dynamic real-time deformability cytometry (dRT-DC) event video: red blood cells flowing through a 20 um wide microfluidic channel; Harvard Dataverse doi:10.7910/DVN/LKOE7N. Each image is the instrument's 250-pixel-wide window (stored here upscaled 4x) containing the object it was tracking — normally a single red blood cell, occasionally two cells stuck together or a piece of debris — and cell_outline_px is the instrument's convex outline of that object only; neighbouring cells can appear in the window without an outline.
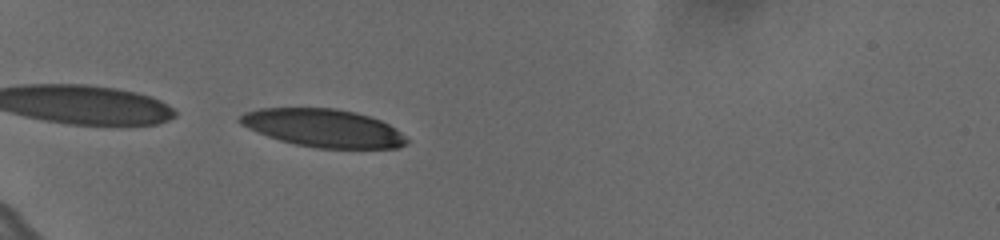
{"species": "human", "species_latin": "Homo sapiens", "temperature_condition": "cold", "stored_images_in_passage": 35, "camera_frame_rate_fps": 3000, "um_per_image_px": 0.085, "donor": {"sex": "female"}, "frame": {"image": 1, "passage_image": 1, "time_ms": 0.0, "image_size_px": [1000, 240], "cell_outline_px": [[408, 144], [400, 148], [316, 148], [296, 144], [280, 140], [268, 136], [248, 128], [240, 124], [236, 120], [244, 112], [260, 108], [336, 108], [356, 112], [380, 120], [388, 124], [400, 132], [408, 140]], "centroid_in_image_um": [27.48, 10.88], "position_along_channel_um": 57.5, "area_um2": 36.88}}
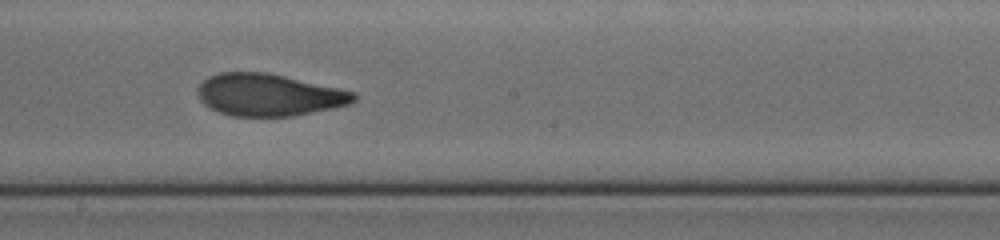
{"frame": {"image": 2, "passage_image": 17, "time_ms": 5.333, "image_size_px": [1000, 240], "cell_outline_px": [[356, 100], [352, 104], [292, 116], [232, 116], [208, 108], [200, 100], [200, 84], [208, 76], [220, 72], [268, 72], [340, 88], [356, 92]], "centroid_in_image_um": [22.89, 8.06], "position_along_channel_um": 225.3, "area_um2": 38.32}}
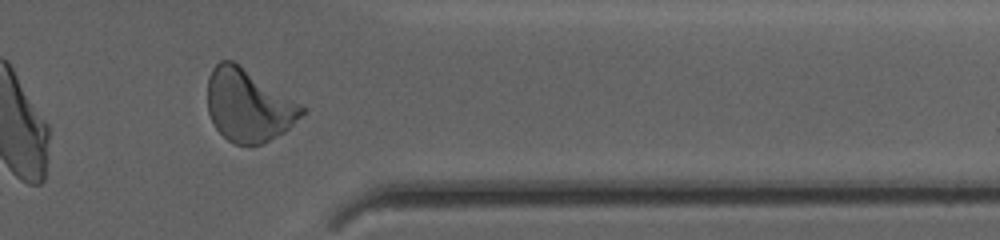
{"frame": {"image": 3, "passage_image": 31, "time_ms": 10.0, "image_size_px": [1000, 240], "cell_outline_px": [[304, 112], [284, 132], [264, 144], [252, 148], [232, 144], [216, 128], [208, 112], [208, 76], [212, 68], [220, 60], [232, 60], [300, 104], [304, 108]], "centroid_in_image_um": [21.07, 9.01], "position_along_channel_um": 390.3, "area_um2": 39.65}, "authors_computed_cell_mechanics": {"area_um2": 38.9572, "velocity_mm_per_s": 3.6291, "shape_relaxation_time_tau1_ms": 4.209, "shape_relaxation_time_tau2_ms": 1.2972, "deformation_change_tau1": 0.1715, "deformation_change_tau2": 0.0713}}